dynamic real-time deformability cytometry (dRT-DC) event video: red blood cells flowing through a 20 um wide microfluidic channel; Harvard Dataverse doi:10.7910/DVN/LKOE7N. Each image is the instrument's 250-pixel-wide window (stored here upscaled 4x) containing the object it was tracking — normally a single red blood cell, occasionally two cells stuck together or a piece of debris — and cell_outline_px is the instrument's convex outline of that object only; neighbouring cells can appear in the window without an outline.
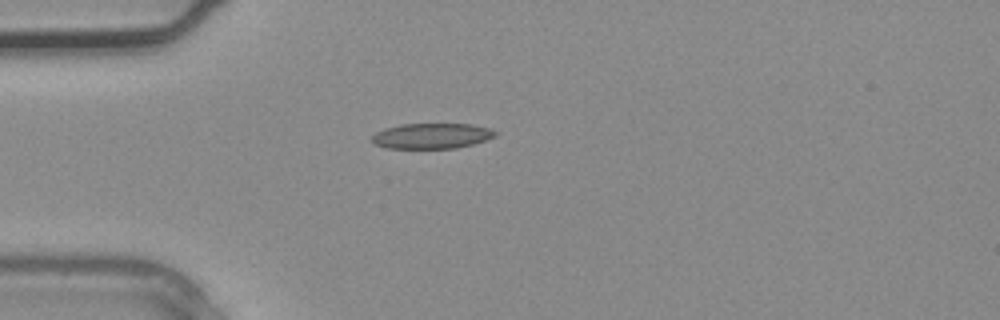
{"species": "common noctule bat (a hibernating species)", "species_latin": "Nyctalus noctula", "temperature_condition": "warm", "stored_images_in_passage": 3, "camera_frame_rate_fps": 3000, "um_per_image_px": 0.085, "animal": {"sex": "male", "body_mass_g": 20.4}, "frame": {"image": 1, "passage_image": 3, "time_ms": 0.667, "image_size_px": [1000, 320], "cell_outline_px": [[500, 132], [496, 136], [472, 144], [456, 148], [388, 148], [376, 144], [372, 140], [372, 136], [376, 132], [384, 128], [400, 124], [472, 124], [492, 128]], "centroid_in_image_um": [36.74, 11.54], "position_along_channel_um": 48.3, "area_um2": 18.32}}